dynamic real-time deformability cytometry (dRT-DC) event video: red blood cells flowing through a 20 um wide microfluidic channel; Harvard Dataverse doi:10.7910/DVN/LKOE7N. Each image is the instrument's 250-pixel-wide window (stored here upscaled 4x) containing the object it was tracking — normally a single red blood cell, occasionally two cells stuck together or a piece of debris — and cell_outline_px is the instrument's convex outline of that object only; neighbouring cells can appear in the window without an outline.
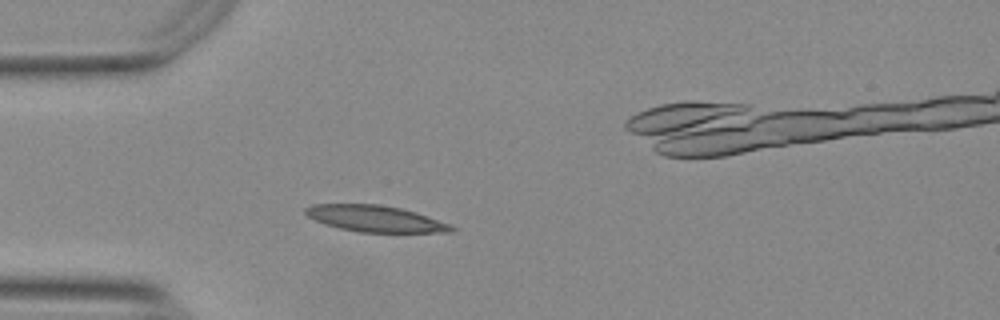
{"species": "Egyptian fruit bat (a non-hibernating species)", "species_latin": "Rousettus aegyptiacus", "temperature_condition": "warm", "stored_images_in_passage": 54, "camera_frame_rate_fps": 3000, "um_per_image_px": 0.085, "animal": {"sex": "female"}, "frame": {"image": 1, "passage_image": 14, "time_ms": 4.333, "image_size_px": [1000, 320], "cell_outline_px": [[456, 228], [452, 232], [360, 232], [340, 228], [324, 224], [308, 216], [304, 212], [304, 208], [312, 204], [376, 204], [400, 208], [416, 212], [452, 224]], "centroid_in_image_um": [31.92, 18.58], "position_along_channel_um": 53.1, "area_um2": 22.37}}
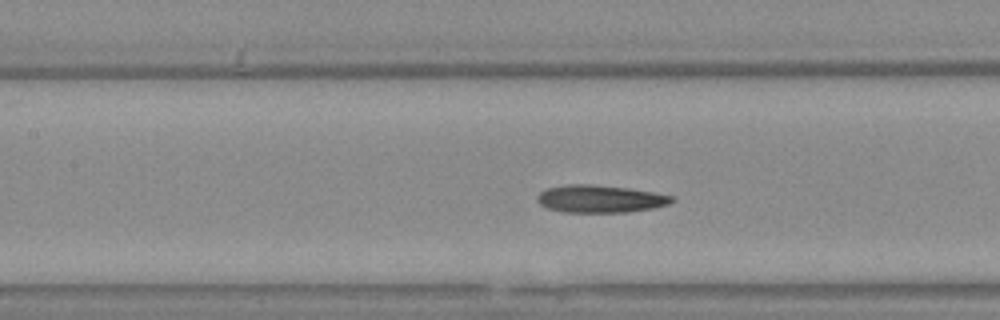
{"frame": {"image": 2, "passage_image": 23, "time_ms": 7.333, "image_size_px": [1000, 320], "cell_outline_px": [[676, 200], [668, 204], [652, 208], [628, 212], [560, 212], [548, 208], [540, 204], [536, 200], [536, 196], [540, 192], [548, 188], [564, 184], [592, 184], [628, 188], [676, 196]], "centroid_in_image_um": [51.0, 16.9], "position_along_channel_um": 156.4, "area_um2": 21.73}}
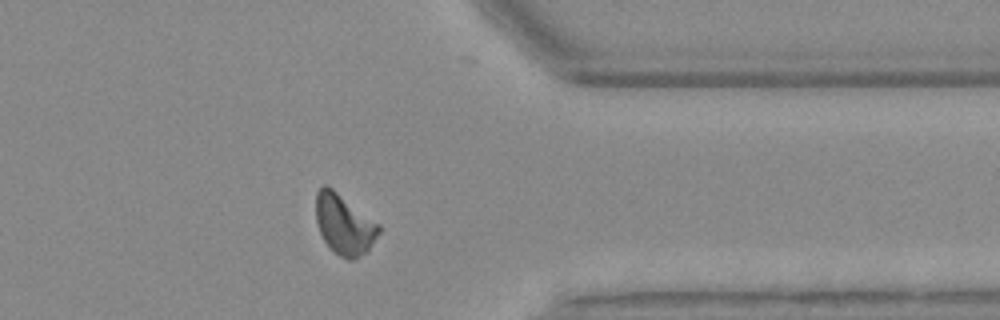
{"frame": {"image": 3, "passage_image": 42, "time_ms": 13.667, "image_size_px": [1000, 320], "cell_outline_px": [[380, 232], [368, 252], [352, 260], [348, 260], [332, 252], [324, 240], [320, 232], [316, 220], [316, 192], [324, 184], [332, 188], [380, 224]], "centroid_in_image_um": [29.27, 19.1], "position_along_channel_um": 382.1, "area_um2": 22.2}, "authors_computed_cell_mechanics": {"area_um2": 21.5016, "velocity_mm_per_s": 3.7257, "shape_relaxation_time_tau1_ms": null, "shape_relaxation_time_tau2_ms": 1.8574, "deformation_change_tau1": null, "deformation_change_tau2": 0.0965}}